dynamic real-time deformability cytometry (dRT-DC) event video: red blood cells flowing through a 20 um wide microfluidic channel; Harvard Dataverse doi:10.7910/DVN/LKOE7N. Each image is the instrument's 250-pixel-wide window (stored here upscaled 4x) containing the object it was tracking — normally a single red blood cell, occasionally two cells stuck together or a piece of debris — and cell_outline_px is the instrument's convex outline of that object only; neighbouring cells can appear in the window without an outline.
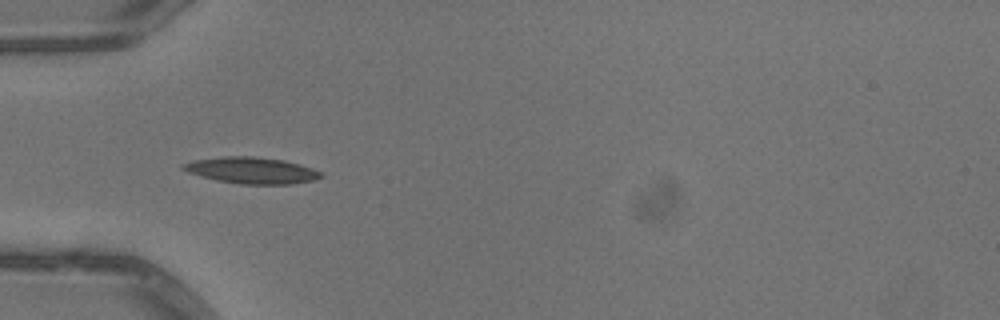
{"species": "common noctule bat (a hibernating species)", "species_latin": "Nyctalus noctula", "temperature_condition": "warm", "stored_images_in_passage": 4, "camera_frame_rate_fps": 3000, "um_per_image_px": 0.085, "animal": {"sex": "male", "body_mass_g": 13.3}, "frame": {"image": 1, "passage_image": 4, "time_ms": 1.0, "image_size_px": [1000, 320], "cell_outline_px": [[324, 176], [312, 180], [292, 184], [240, 184], [216, 180], [200, 176], [188, 172], [180, 168], [180, 164], [192, 160], [224, 156], [252, 156], [284, 160], [300, 164], [312, 168], [320, 172]], "centroid_in_image_um": [21.34, 14.47], "position_along_channel_um": 63.7, "area_um2": 21.27}}